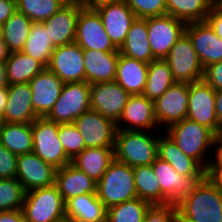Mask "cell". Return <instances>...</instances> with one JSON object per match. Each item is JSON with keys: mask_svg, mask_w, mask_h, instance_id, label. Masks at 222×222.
I'll use <instances>...</instances> for the list:
<instances>
[{"mask_svg": "<svg viewBox=\"0 0 222 222\" xmlns=\"http://www.w3.org/2000/svg\"><path fill=\"white\" fill-rule=\"evenodd\" d=\"M25 193L15 177L0 179V211L22 209Z\"/></svg>", "mask_w": 222, "mask_h": 222, "instance_id": "40", "label": "cell"}, {"mask_svg": "<svg viewBox=\"0 0 222 222\" xmlns=\"http://www.w3.org/2000/svg\"><path fill=\"white\" fill-rule=\"evenodd\" d=\"M73 124L81 133L86 148H115L117 127L111 119L90 109L79 116Z\"/></svg>", "mask_w": 222, "mask_h": 222, "instance_id": "14", "label": "cell"}, {"mask_svg": "<svg viewBox=\"0 0 222 222\" xmlns=\"http://www.w3.org/2000/svg\"><path fill=\"white\" fill-rule=\"evenodd\" d=\"M164 131L187 156L197 160L207 171L210 170L213 159L209 160L207 153L215 150L216 135L209 128L185 118Z\"/></svg>", "mask_w": 222, "mask_h": 222, "instance_id": "2", "label": "cell"}, {"mask_svg": "<svg viewBox=\"0 0 222 222\" xmlns=\"http://www.w3.org/2000/svg\"><path fill=\"white\" fill-rule=\"evenodd\" d=\"M64 5L61 0H16V10L39 23L52 17Z\"/></svg>", "mask_w": 222, "mask_h": 222, "instance_id": "39", "label": "cell"}, {"mask_svg": "<svg viewBox=\"0 0 222 222\" xmlns=\"http://www.w3.org/2000/svg\"><path fill=\"white\" fill-rule=\"evenodd\" d=\"M4 123H5V122H4L3 115L0 113V131H1V128H2V126H3Z\"/></svg>", "mask_w": 222, "mask_h": 222, "instance_id": "58", "label": "cell"}, {"mask_svg": "<svg viewBox=\"0 0 222 222\" xmlns=\"http://www.w3.org/2000/svg\"><path fill=\"white\" fill-rule=\"evenodd\" d=\"M32 23L27 16L16 10L3 24V41L10 53L23 50Z\"/></svg>", "mask_w": 222, "mask_h": 222, "instance_id": "37", "label": "cell"}, {"mask_svg": "<svg viewBox=\"0 0 222 222\" xmlns=\"http://www.w3.org/2000/svg\"><path fill=\"white\" fill-rule=\"evenodd\" d=\"M83 50L119 52L108 34L95 9L83 7L77 18L75 40Z\"/></svg>", "mask_w": 222, "mask_h": 222, "instance_id": "8", "label": "cell"}, {"mask_svg": "<svg viewBox=\"0 0 222 222\" xmlns=\"http://www.w3.org/2000/svg\"><path fill=\"white\" fill-rule=\"evenodd\" d=\"M103 23L105 32L119 49L124 43L132 22L136 19L125 1L105 4L95 9Z\"/></svg>", "mask_w": 222, "mask_h": 222, "instance_id": "22", "label": "cell"}, {"mask_svg": "<svg viewBox=\"0 0 222 222\" xmlns=\"http://www.w3.org/2000/svg\"><path fill=\"white\" fill-rule=\"evenodd\" d=\"M8 85L5 62H0V89L7 88Z\"/></svg>", "mask_w": 222, "mask_h": 222, "instance_id": "52", "label": "cell"}, {"mask_svg": "<svg viewBox=\"0 0 222 222\" xmlns=\"http://www.w3.org/2000/svg\"><path fill=\"white\" fill-rule=\"evenodd\" d=\"M55 47L49 39L48 31L39 22H33L22 52L39 61L47 68Z\"/></svg>", "mask_w": 222, "mask_h": 222, "instance_id": "35", "label": "cell"}, {"mask_svg": "<svg viewBox=\"0 0 222 222\" xmlns=\"http://www.w3.org/2000/svg\"><path fill=\"white\" fill-rule=\"evenodd\" d=\"M189 83L176 82L154 101V115L159 128L165 130L187 117Z\"/></svg>", "mask_w": 222, "mask_h": 222, "instance_id": "13", "label": "cell"}, {"mask_svg": "<svg viewBox=\"0 0 222 222\" xmlns=\"http://www.w3.org/2000/svg\"><path fill=\"white\" fill-rule=\"evenodd\" d=\"M214 152V160L212 161L211 168L208 172H222V150H214Z\"/></svg>", "mask_w": 222, "mask_h": 222, "instance_id": "50", "label": "cell"}, {"mask_svg": "<svg viewBox=\"0 0 222 222\" xmlns=\"http://www.w3.org/2000/svg\"><path fill=\"white\" fill-rule=\"evenodd\" d=\"M96 193L106 209L137 198L133 167L114 159L97 182Z\"/></svg>", "mask_w": 222, "mask_h": 222, "instance_id": "4", "label": "cell"}, {"mask_svg": "<svg viewBox=\"0 0 222 222\" xmlns=\"http://www.w3.org/2000/svg\"><path fill=\"white\" fill-rule=\"evenodd\" d=\"M47 68L63 83L85 81L83 49L76 42L55 47Z\"/></svg>", "mask_w": 222, "mask_h": 222, "instance_id": "16", "label": "cell"}, {"mask_svg": "<svg viewBox=\"0 0 222 222\" xmlns=\"http://www.w3.org/2000/svg\"><path fill=\"white\" fill-rule=\"evenodd\" d=\"M186 23L165 14L147 18L148 40L155 59H165L178 39L185 33Z\"/></svg>", "mask_w": 222, "mask_h": 222, "instance_id": "10", "label": "cell"}, {"mask_svg": "<svg viewBox=\"0 0 222 222\" xmlns=\"http://www.w3.org/2000/svg\"><path fill=\"white\" fill-rule=\"evenodd\" d=\"M58 138L71 160L86 148L81 133L73 123L58 124Z\"/></svg>", "mask_w": 222, "mask_h": 222, "instance_id": "41", "label": "cell"}, {"mask_svg": "<svg viewBox=\"0 0 222 222\" xmlns=\"http://www.w3.org/2000/svg\"><path fill=\"white\" fill-rule=\"evenodd\" d=\"M64 4H67V3H70L72 2L73 0H61Z\"/></svg>", "mask_w": 222, "mask_h": 222, "instance_id": "60", "label": "cell"}, {"mask_svg": "<svg viewBox=\"0 0 222 222\" xmlns=\"http://www.w3.org/2000/svg\"><path fill=\"white\" fill-rule=\"evenodd\" d=\"M176 206L179 222H222V191L209 175Z\"/></svg>", "mask_w": 222, "mask_h": 222, "instance_id": "1", "label": "cell"}, {"mask_svg": "<svg viewBox=\"0 0 222 222\" xmlns=\"http://www.w3.org/2000/svg\"><path fill=\"white\" fill-rule=\"evenodd\" d=\"M216 146L215 150H222V124L220 125L215 137Z\"/></svg>", "mask_w": 222, "mask_h": 222, "instance_id": "56", "label": "cell"}, {"mask_svg": "<svg viewBox=\"0 0 222 222\" xmlns=\"http://www.w3.org/2000/svg\"><path fill=\"white\" fill-rule=\"evenodd\" d=\"M154 134L150 131L117 129L115 159L131 167L151 165L158 157L159 134Z\"/></svg>", "mask_w": 222, "mask_h": 222, "instance_id": "3", "label": "cell"}, {"mask_svg": "<svg viewBox=\"0 0 222 222\" xmlns=\"http://www.w3.org/2000/svg\"><path fill=\"white\" fill-rule=\"evenodd\" d=\"M22 211L26 222H66V207L55 184L25 193Z\"/></svg>", "mask_w": 222, "mask_h": 222, "instance_id": "5", "label": "cell"}, {"mask_svg": "<svg viewBox=\"0 0 222 222\" xmlns=\"http://www.w3.org/2000/svg\"><path fill=\"white\" fill-rule=\"evenodd\" d=\"M205 21L222 40V11L218 7H213L208 13Z\"/></svg>", "mask_w": 222, "mask_h": 222, "instance_id": "46", "label": "cell"}, {"mask_svg": "<svg viewBox=\"0 0 222 222\" xmlns=\"http://www.w3.org/2000/svg\"><path fill=\"white\" fill-rule=\"evenodd\" d=\"M212 7H220L222 6V0H209Z\"/></svg>", "mask_w": 222, "mask_h": 222, "instance_id": "57", "label": "cell"}, {"mask_svg": "<svg viewBox=\"0 0 222 222\" xmlns=\"http://www.w3.org/2000/svg\"><path fill=\"white\" fill-rule=\"evenodd\" d=\"M151 204L138 197L107 209L106 222H143Z\"/></svg>", "mask_w": 222, "mask_h": 222, "instance_id": "38", "label": "cell"}, {"mask_svg": "<svg viewBox=\"0 0 222 222\" xmlns=\"http://www.w3.org/2000/svg\"><path fill=\"white\" fill-rule=\"evenodd\" d=\"M156 126H158V123L154 115V101L149 100L143 94L129 97L122 115L116 123L117 129L121 130L154 132Z\"/></svg>", "mask_w": 222, "mask_h": 222, "instance_id": "21", "label": "cell"}, {"mask_svg": "<svg viewBox=\"0 0 222 222\" xmlns=\"http://www.w3.org/2000/svg\"><path fill=\"white\" fill-rule=\"evenodd\" d=\"M118 51L122 55L147 64L155 60L148 40L147 18H136L132 22L125 41Z\"/></svg>", "mask_w": 222, "mask_h": 222, "instance_id": "29", "label": "cell"}, {"mask_svg": "<svg viewBox=\"0 0 222 222\" xmlns=\"http://www.w3.org/2000/svg\"><path fill=\"white\" fill-rule=\"evenodd\" d=\"M16 11V0H0V24H4Z\"/></svg>", "mask_w": 222, "mask_h": 222, "instance_id": "47", "label": "cell"}, {"mask_svg": "<svg viewBox=\"0 0 222 222\" xmlns=\"http://www.w3.org/2000/svg\"><path fill=\"white\" fill-rule=\"evenodd\" d=\"M165 60L176 82L192 83L203 77L204 67L186 33L172 46Z\"/></svg>", "mask_w": 222, "mask_h": 222, "instance_id": "9", "label": "cell"}, {"mask_svg": "<svg viewBox=\"0 0 222 222\" xmlns=\"http://www.w3.org/2000/svg\"><path fill=\"white\" fill-rule=\"evenodd\" d=\"M202 79L215 91L222 89V61L204 67Z\"/></svg>", "mask_w": 222, "mask_h": 222, "instance_id": "45", "label": "cell"}, {"mask_svg": "<svg viewBox=\"0 0 222 222\" xmlns=\"http://www.w3.org/2000/svg\"><path fill=\"white\" fill-rule=\"evenodd\" d=\"M8 87L0 89V113L3 115L7 105Z\"/></svg>", "mask_w": 222, "mask_h": 222, "instance_id": "53", "label": "cell"}, {"mask_svg": "<svg viewBox=\"0 0 222 222\" xmlns=\"http://www.w3.org/2000/svg\"><path fill=\"white\" fill-rule=\"evenodd\" d=\"M33 153L55 169L71 163L58 138V124L46 117H38L31 123Z\"/></svg>", "mask_w": 222, "mask_h": 222, "instance_id": "6", "label": "cell"}, {"mask_svg": "<svg viewBox=\"0 0 222 222\" xmlns=\"http://www.w3.org/2000/svg\"><path fill=\"white\" fill-rule=\"evenodd\" d=\"M215 93L203 79L189 83L186 118L209 128L216 135L220 124L215 111Z\"/></svg>", "mask_w": 222, "mask_h": 222, "instance_id": "12", "label": "cell"}, {"mask_svg": "<svg viewBox=\"0 0 222 222\" xmlns=\"http://www.w3.org/2000/svg\"><path fill=\"white\" fill-rule=\"evenodd\" d=\"M0 222H26L22 209L0 211Z\"/></svg>", "mask_w": 222, "mask_h": 222, "instance_id": "48", "label": "cell"}, {"mask_svg": "<svg viewBox=\"0 0 222 222\" xmlns=\"http://www.w3.org/2000/svg\"><path fill=\"white\" fill-rule=\"evenodd\" d=\"M90 87L86 81L64 83L60 97L46 118L57 124L73 123L90 110Z\"/></svg>", "mask_w": 222, "mask_h": 222, "instance_id": "7", "label": "cell"}, {"mask_svg": "<svg viewBox=\"0 0 222 222\" xmlns=\"http://www.w3.org/2000/svg\"><path fill=\"white\" fill-rule=\"evenodd\" d=\"M166 14L176 19L191 22H204L213 8L209 0H165Z\"/></svg>", "mask_w": 222, "mask_h": 222, "instance_id": "36", "label": "cell"}, {"mask_svg": "<svg viewBox=\"0 0 222 222\" xmlns=\"http://www.w3.org/2000/svg\"><path fill=\"white\" fill-rule=\"evenodd\" d=\"M175 83L168 62L165 59H155L149 63L143 95L155 101Z\"/></svg>", "mask_w": 222, "mask_h": 222, "instance_id": "34", "label": "cell"}, {"mask_svg": "<svg viewBox=\"0 0 222 222\" xmlns=\"http://www.w3.org/2000/svg\"><path fill=\"white\" fill-rule=\"evenodd\" d=\"M83 57L87 83L91 85L115 80L119 52L83 50Z\"/></svg>", "mask_w": 222, "mask_h": 222, "instance_id": "24", "label": "cell"}, {"mask_svg": "<svg viewBox=\"0 0 222 222\" xmlns=\"http://www.w3.org/2000/svg\"><path fill=\"white\" fill-rule=\"evenodd\" d=\"M9 50L3 40H0V62H6L9 57Z\"/></svg>", "mask_w": 222, "mask_h": 222, "instance_id": "54", "label": "cell"}, {"mask_svg": "<svg viewBox=\"0 0 222 222\" xmlns=\"http://www.w3.org/2000/svg\"><path fill=\"white\" fill-rule=\"evenodd\" d=\"M56 170L33 152L17 157L15 178L26 192L55 184Z\"/></svg>", "mask_w": 222, "mask_h": 222, "instance_id": "17", "label": "cell"}, {"mask_svg": "<svg viewBox=\"0 0 222 222\" xmlns=\"http://www.w3.org/2000/svg\"><path fill=\"white\" fill-rule=\"evenodd\" d=\"M0 143L17 156L33 152L31 123H4Z\"/></svg>", "mask_w": 222, "mask_h": 222, "instance_id": "31", "label": "cell"}, {"mask_svg": "<svg viewBox=\"0 0 222 222\" xmlns=\"http://www.w3.org/2000/svg\"><path fill=\"white\" fill-rule=\"evenodd\" d=\"M157 156L184 176L208 175V171L197 160L187 156L166 133L159 135Z\"/></svg>", "mask_w": 222, "mask_h": 222, "instance_id": "25", "label": "cell"}, {"mask_svg": "<svg viewBox=\"0 0 222 222\" xmlns=\"http://www.w3.org/2000/svg\"><path fill=\"white\" fill-rule=\"evenodd\" d=\"M65 207L68 222H106L107 209L97 193L72 197Z\"/></svg>", "mask_w": 222, "mask_h": 222, "instance_id": "28", "label": "cell"}, {"mask_svg": "<svg viewBox=\"0 0 222 222\" xmlns=\"http://www.w3.org/2000/svg\"><path fill=\"white\" fill-rule=\"evenodd\" d=\"M55 185L66 203L72 197L96 193L97 183L70 163L56 170Z\"/></svg>", "mask_w": 222, "mask_h": 222, "instance_id": "27", "label": "cell"}, {"mask_svg": "<svg viewBox=\"0 0 222 222\" xmlns=\"http://www.w3.org/2000/svg\"><path fill=\"white\" fill-rule=\"evenodd\" d=\"M134 184L137 197L151 205L167 204V197L163 194L158 178L155 176L152 165L133 167Z\"/></svg>", "mask_w": 222, "mask_h": 222, "instance_id": "32", "label": "cell"}, {"mask_svg": "<svg viewBox=\"0 0 222 222\" xmlns=\"http://www.w3.org/2000/svg\"><path fill=\"white\" fill-rule=\"evenodd\" d=\"M124 0H84L82 3L85 7L96 9L105 4L119 3Z\"/></svg>", "mask_w": 222, "mask_h": 222, "instance_id": "49", "label": "cell"}, {"mask_svg": "<svg viewBox=\"0 0 222 222\" xmlns=\"http://www.w3.org/2000/svg\"><path fill=\"white\" fill-rule=\"evenodd\" d=\"M3 118L5 123H32L38 118L32 106L29 83L8 85L7 105Z\"/></svg>", "mask_w": 222, "mask_h": 222, "instance_id": "23", "label": "cell"}, {"mask_svg": "<svg viewBox=\"0 0 222 222\" xmlns=\"http://www.w3.org/2000/svg\"><path fill=\"white\" fill-rule=\"evenodd\" d=\"M185 33L203 67L222 61V40L206 21L187 23Z\"/></svg>", "mask_w": 222, "mask_h": 222, "instance_id": "19", "label": "cell"}, {"mask_svg": "<svg viewBox=\"0 0 222 222\" xmlns=\"http://www.w3.org/2000/svg\"><path fill=\"white\" fill-rule=\"evenodd\" d=\"M215 111L219 121L222 124V89L215 93Z\"/></svg>", "mask_w": 222, "mask_h": 222, "instance_id": "51", "label": "cell"}, {"mask_svg": "<svg viewBox=\"0 0 222 222\" xmlns=\"http://www.w3.org/2000/svg\"><path fill=\"white\" fill-rule=\"evenodd\" d=\"M0 40H3V25L0 24Z\"/></svg>", "mask_w": 222, "mask_h": 222, "instance_id": "59", "label": "cell"}, {"mask_svg": "<svg viewBox=\"0 0 222 222\" xmlns=\"http://www.w3.org/2000/svg\"><path fill=\"white\" fill-rule=\"evenodd\" d=\"M7 80L10 84L29 83L45 67L32 57L20 52H11L6 62Z\"/></svg>", "mask_w": 222, "mask_h": 222, "instance_id": "33", "label": "cell"}, {"mask_svg": "<svg viewBox=\"0 0 222 222\" xmlns=\"http://www.w3.org/2000/svg\"><path fill=\"white\" fill-rule=\"evenodd\" d=\"M130 96L115 81L91 84L90 109L117 123Z\"/></svg>", "mask_w": 222, "mask_h": 222, "instance_id": "15", "label": "cell"}, {"mask_svg": "<svg viewBox=\"0 0 222 222\" xmlns=\"http://www.w3.org/2000/svg\"><path fill=\"white\" fill-rule=\"evenodd\" d=\"M151 165L155 176L158 178L161 190L167 197V204H179L206 177L184 176L174 170L167 161L158 157Z\"/></svg>", "mask_w": 222, "mask_h": 222, "instance_id": "11", "label": "cell"}, {"mask_svg": "<svg viewBox=\"0 0 222 222\" xmlns=\"http://www.w3.org/2000/svg\"><path fill=\"white\" fill-rule=\"evenodd\" d=\"M143 222H179L177 206L174 204L150 205Z\"/></svg>", "mask_w": 222, "mask_h": 222, "instance_id": "43", "label": "cell"}, {"mask_svg": "<svg viewBox=\"0 0 222 222\" xmlns=\"http://www.w3.org/2000/svg\"><path fill=\"white\" fill-rule=\"evenodd\" d=\"M63 81L48 68H44L30 82L32 106L38 117H46L60 97Z\"/></svg>", "mask_w": 222, "mask_h": 222, "instance_id": "20", "label": "cell"}, {"mask_svg": "<svg viewBox=\"0 0 222 222\" xmlns=\"http://www.w3.org/2000/svg\"><path fill=\"white\" fill-rule=\"evenodd\" d=\"M17 157L0 143V179L15 177Z\"/></svg>", "mask_w": 222, "mask_h": 222, "instance_id": "44", "label": "cell"}, {"mask_svg": "<svg viewBox=\"0 0 222 222\" xmlns=\"http://www.w3.org/2000/svg\"><path fill=\"white\" fill-rule=\"evenodd\" d=\"M114 159V148L90 147L72 159L71 164L97 183Z\"/></svg>", "mask_w": 222, "mask_h": 222, "instance_id": "30", "label": "cell"}, {"mask_svg": "<svg viewBox=\"0 0 222 222\" xmlns=\"http://www.w3.org/2000/svg\"><path fill=\"white\" fill-rule=\"evenodd\" d=\"M83 7L81 1H72L61 7L52 17L41 22L48 31L54 47L74 42L77 18Z\"/></svg>", "mask_w": 222, "mask_h": 222, "instance_id": "18", "label": "cell"}, {"mask_svg": "<svg viewBox=\"0 0 222 222\" xmlns=\"http://www.w3.org/2000/svg\"><path fill=\"white\" fill-rule=\"evenodd\" d=\"M210 178L218 185L222 191V172H208Z\"/></svg>", "mask_w": 222, "mask_h": 222, "instance_id": "55", "label": "cell"}, {"mask_svg": "<svg viewBox=\"0 0 222 222\" xmlns=\"http://www.w3.org/2000/svg\"><path fill=\"white\" fill-rule=\"evenodd\" d=\"M149 64L119 53L115 82L130 95H142Z\"/></svg>", "mask_w": 222, "mask_h": 222, "instance_id": "26", "label": "cell"}, {"mask_svg": "<svg viewBox=\"0 0 222 222\" xmlns=\"http://www.w3.org/2000/svg\"><path fill=\"white\" fill-rule=\"evenodd\" d=\"M136 18H150L166 14L165 0H124Z\"/></svg>", "mask_w": 222, "mask_h": 222, "instance_id": "42", "label": "cell"}]
</instances>
